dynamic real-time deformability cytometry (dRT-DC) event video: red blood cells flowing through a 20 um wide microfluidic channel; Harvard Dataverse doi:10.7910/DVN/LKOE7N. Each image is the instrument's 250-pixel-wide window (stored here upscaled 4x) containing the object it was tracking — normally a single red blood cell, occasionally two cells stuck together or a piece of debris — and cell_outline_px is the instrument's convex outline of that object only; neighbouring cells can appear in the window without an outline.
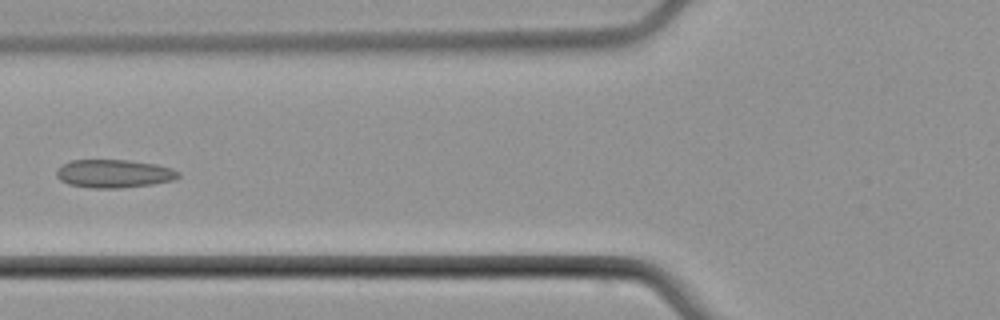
{"species": "common noctule bat (a hibernating species)", "species_latin": "Nyctalus noctula", "temperature_condition": "cold", "stored_images_in_passage": 6, "camera_frame_rate_fps": 3000, "um_per_image_px": 0.085, "animal": {"sex": "male", "body_mass_g": 21.5, "forearm_length_mm": 52.0}, "frame": {"image": 1, "passage_image": 6, "time_ms": 6.333, "image_size_px": [1000, 320], "cell_outline_px": [[180, 176], [172, 180], [152, 184], [120, 188], [92, 188], [68, 184], [60, 180], [56, 176], [56, 172], [64, 164], [72, 160], [128, 160], [156, 164], [172, 168], [180, 172]], "centroid_in_image_um": [9.7, 14.76], "position_along_channel_um": 116.1, "area_um2": 19.94}}